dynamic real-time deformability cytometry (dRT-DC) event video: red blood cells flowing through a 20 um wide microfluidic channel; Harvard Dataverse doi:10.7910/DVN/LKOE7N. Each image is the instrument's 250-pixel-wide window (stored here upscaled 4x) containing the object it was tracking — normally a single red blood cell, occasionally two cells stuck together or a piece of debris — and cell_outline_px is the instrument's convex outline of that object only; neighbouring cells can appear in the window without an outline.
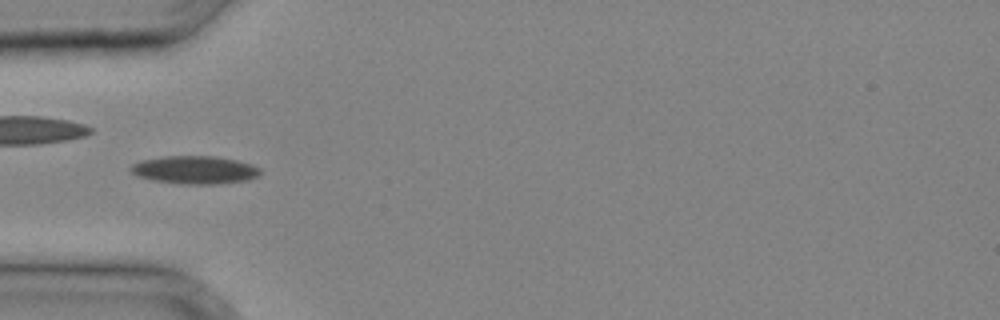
{"species": "common noctule bat (a hibernating species)", "species_latin": "Nyctalus noctula", "temperature_condition": "cold", "stored_images_in_passage": 24, "camera_frame_rate_fps": 3000, "um_per_image_px": 0.085, "animal": {"sex": "male", "body_mass_g": 20.4}, "frame": {"image": 1, "passage_image": 1, "time_ms": 0.0, "image_size_px": [1000, 320], "cell_outline_px": [[260, 176], [248, 180], [216, 184], [180, 184], [152, 180], [136, 176], [128, 168], [132, 164], [140, 160], [164, 156], [216, 156], [236, 160], [252, 164], [260, 168]], "centroid_in_image_um": [16.54, 14.44], "position_along_channel_um": 68.5, "area_um2": 21.39}}
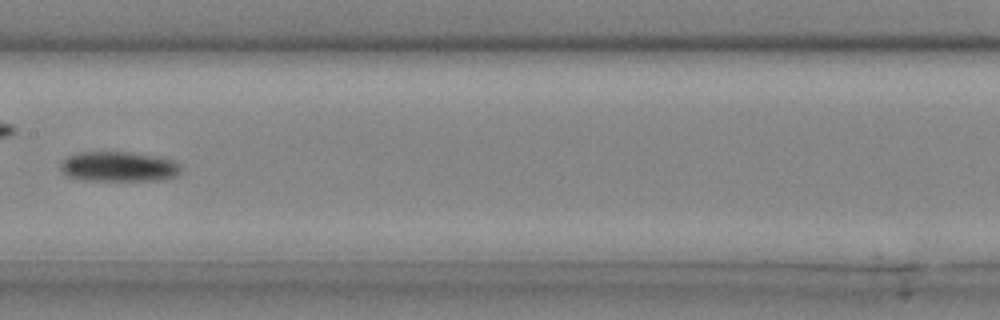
{"frame": {"image": 2, "passage_image": 8, "time_ms": 2.333, "image_size_px": [1000, 320], "cell_outline_px": [[180, 172], [176, 176], [156, 180], [84, 180], [68, 176], [60, 168], [60, 160], [64, 156], [80, 152], [128, 152], [176, 160], [180, 164]], "centroid_in_image_um": [10.05, 14.15], "position_along_channel_um": 197.4, "area_um2": 21.04}}